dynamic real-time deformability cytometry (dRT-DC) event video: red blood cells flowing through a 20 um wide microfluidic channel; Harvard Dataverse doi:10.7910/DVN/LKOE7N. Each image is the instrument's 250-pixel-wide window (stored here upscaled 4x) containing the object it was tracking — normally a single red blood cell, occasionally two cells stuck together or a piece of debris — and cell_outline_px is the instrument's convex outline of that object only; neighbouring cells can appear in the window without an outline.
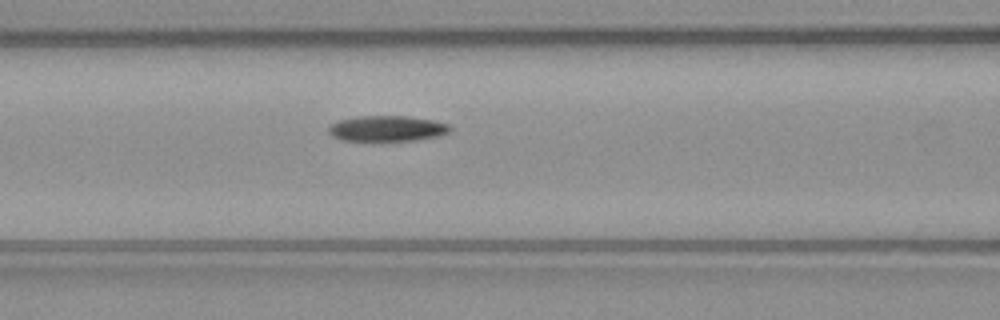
{"species": "common noctule bat (a hibernating species)", "species_latin": "Nyctalus noctula", "temperature_condition": "warm", "stored_images_in_passage": 27, "camera_frame_rate_fps": 3000, "um_per_image_px": 0.085, "animal": {"sex": "male", "body_mass_g": 23.1, "forearm_length_mm": 52.7}, "frame": {"image": 1, "passage_image": 5, "time_ms": 1.333, "image_size_px": [1000, 320], "cell_outline_px": [[452, 128], [448, 132], [440, 136], [416, 140], [340, 140], [332, 136], [328, 132], [328, 128], [332, 124], [340, 120], [356, 116], [404, 116], [432, 120], [448, 124]], "centroid_in_image_um": [32.9, 10.92], "position_along_channel_um": 133.7, "area_um2": 17.98}}
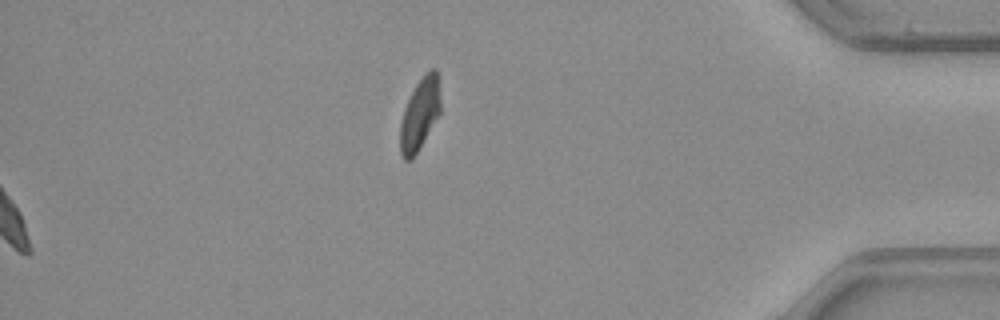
{"frame": {"image": 2, "passage_image": 27, "time_ms": 8.667, "image_size_px": [1000, 320], "cell_outline_px": [[440, 112], [420, 148], [412, 160], [404, 160], [400, 152], [400, 124], [404, 108], [416, 84], [424, 72], [432, 68], [436, 68], [440, 100]], "centroid_in_image_um": [35.67, 9.71], "position_along_channel_um": 399.5, "area_um2": 16.82}}